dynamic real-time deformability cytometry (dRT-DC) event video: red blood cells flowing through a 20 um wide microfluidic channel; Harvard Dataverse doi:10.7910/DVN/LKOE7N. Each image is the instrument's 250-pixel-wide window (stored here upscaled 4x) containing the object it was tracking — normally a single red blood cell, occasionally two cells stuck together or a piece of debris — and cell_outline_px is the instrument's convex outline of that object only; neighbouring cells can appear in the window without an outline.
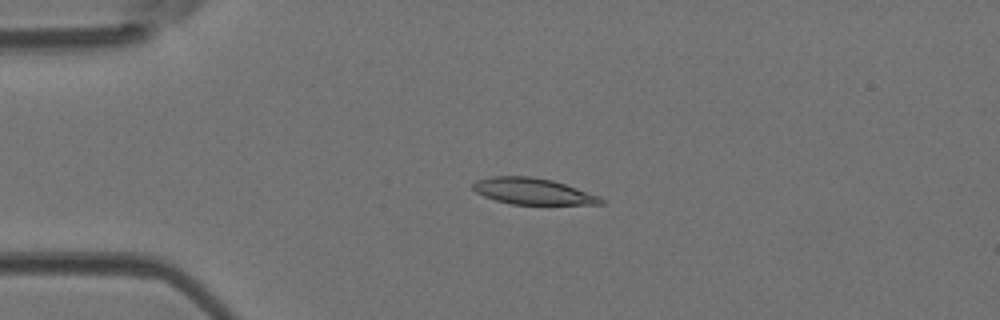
{"species": "Egyptian fruit bat (a non-hibernating species)", "species_latin": "Rousettus aegyptiacus", "temperature_condition": "room temperature", "stored_images_in_passage": 4, "camera_frame_rate_fps": 3000, "um_per_image_px": 0.085, "animal": {"sex": "female"}, "frame": {"image": 1, "passage_image": 3, "time_ms": 0.667, "image_size_px": [1000, 320], "cell_outline_px": [[604, 204], [512, 204], [496, 200], [484, 196], [476, 192], [472, 188], [472, 184], [476, 180], [492, 176], [532, 176], [552, 180], [600, 196], [604, 200]], "centroid_in_image_um": [45.27, 16.25], "position_along_channel_um": 39.7, "area_um2": 19.48}}